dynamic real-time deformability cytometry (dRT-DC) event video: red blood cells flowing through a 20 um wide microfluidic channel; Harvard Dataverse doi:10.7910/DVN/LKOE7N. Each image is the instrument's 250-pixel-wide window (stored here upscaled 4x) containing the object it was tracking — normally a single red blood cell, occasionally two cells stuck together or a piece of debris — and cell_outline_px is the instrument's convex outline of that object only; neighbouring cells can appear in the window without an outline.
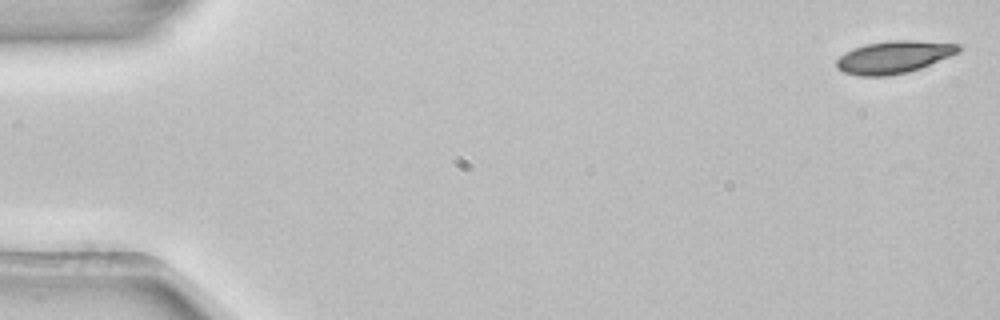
{"species": "common noctule bat (a hibernating species)", "species_latin": "Nyctalus noctula", "temperature_condition": "room temperature", "stored_images_in_passage": 5, "camera_frame_rate_fps": 3000, "um_per_image_px": 0.085, "animal": {"sex": "female", "body_mass_g": 22.7, "forearm_length_mm": 54.2}, "frame": {"image": 1, "passage_image": 1, "time_ms": 0.0, "image_size_px": [1000, 320], "cell_outline_px": [[964, 48], [960, 52], [920, 68], [908, 72], [888, 76], [860, 76], [844, 72], [836, 68], [836, 60], [844, 52], [852, 48], [864, 44], [888, 40], [916, 40], [964, 44]], "centroid_in_image_um": [76.0, 4.83], "position_along_channel_um": 9.0, "area_um2": 23.47}}
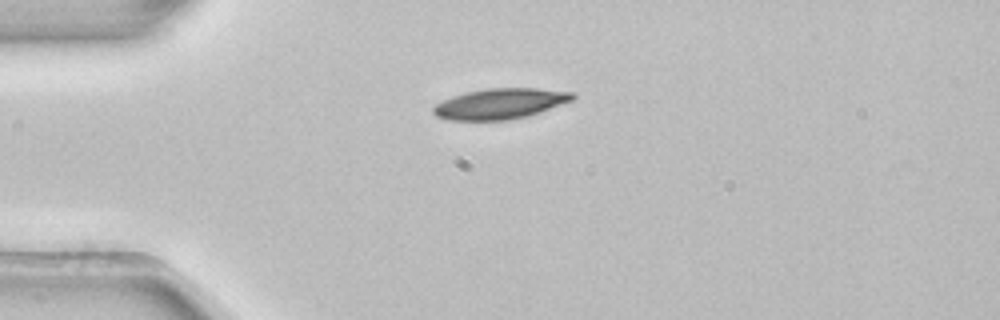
{"frame": {"image": 2, "passage_image": 4, "time_ms": 1.0, "image_size_px": [1000, 320], "cell_outline_px": [[576, 96], [572, 100], [540, 112], [528, 116], [508, 120], [448, 120], [436, 116], [432, 112], [432, 108], [436, 104], [452, 96], [468, 92], [488, 88], [536, 88], [572, 92]], "centroid_in_image_um": [42.5, 8.82], "position_along_channel_um": 42.5, "area_um2": 24.68}}